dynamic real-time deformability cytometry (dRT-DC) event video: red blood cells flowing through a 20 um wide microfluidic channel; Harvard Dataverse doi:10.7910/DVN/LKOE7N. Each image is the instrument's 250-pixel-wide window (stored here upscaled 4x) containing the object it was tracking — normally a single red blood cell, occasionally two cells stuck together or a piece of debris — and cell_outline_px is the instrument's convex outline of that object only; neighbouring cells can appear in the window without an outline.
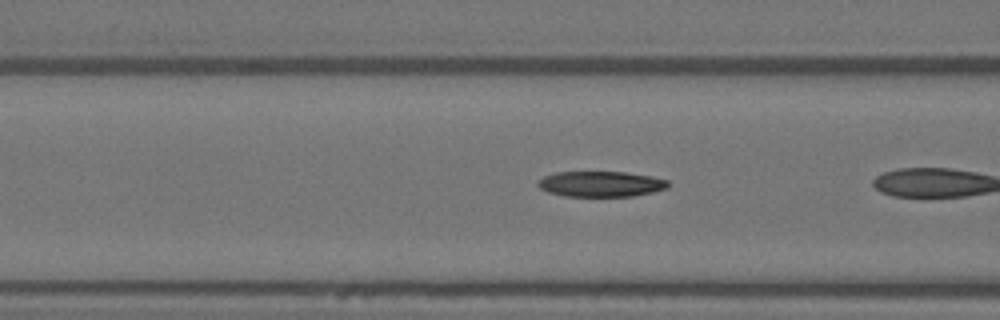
{"species": "Egyptian fruit bat (a non-hibernating species)", "species_latin": "Rousettus aegyptiacus", "temperature_condition": "warm", "stored_images_in_passage": 5, "camera_frame_rate_fps": 3000, "um_per_image_px": 0.085, "animal": {"sex": "female"}, "frame": {"image": 1, "passage_image": 4, "time_ms": 1.0, "image_size_px": [1000, 320], "cell_outline_px": [[668, 188], [652, 192], [632, 196], [564, 196], [548, 192], [540, 188], [536, 184], [544, 176], [556, 172], [624, 172], [652, 176], [668, 180]], "centroid_in_image_um": [51.07, 15.64], "position_along_channel_um": 115.5, "area_um2": 19.31}}